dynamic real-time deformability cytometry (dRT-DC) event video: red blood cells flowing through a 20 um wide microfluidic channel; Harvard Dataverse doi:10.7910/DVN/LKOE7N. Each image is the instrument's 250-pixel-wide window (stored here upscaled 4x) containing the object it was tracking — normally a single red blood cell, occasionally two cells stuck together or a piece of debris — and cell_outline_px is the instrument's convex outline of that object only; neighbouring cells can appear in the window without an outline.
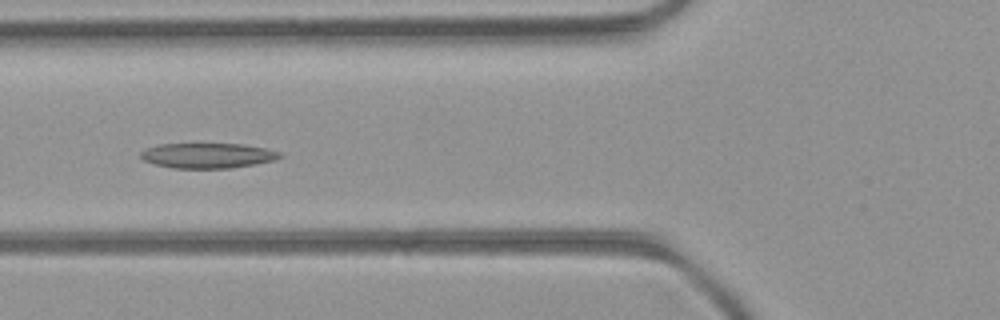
{"species": "common noctule bat (a hibernating species)", "species_latin": "Nyctalus noctula", "temperature_condition": "room temperature", "stored_images_in_passage": 48, "camera_frame_rate_fps": 3000, "um_per_image_px": 0.085, "animal": {"sex": "female", "body_mass_g": 21.9}, "frame": {"image": 1, "passage_image": 18, "time_ms": 5.667, "image_size_px": [1000, 320], "cell_outline_px": [[284, 156], [276, 160], [256, 164], [232, 168], [172, 168], [156, 164], [144, 160], [140, 156], [140, 152], [144, 148], [160, 144], [244, 144], [264, 148], [280, 152]], "centroid_in_image_um": [17.67, 13.22], "position_along_channel_um": 108.1, "area_um2": 20.46}}
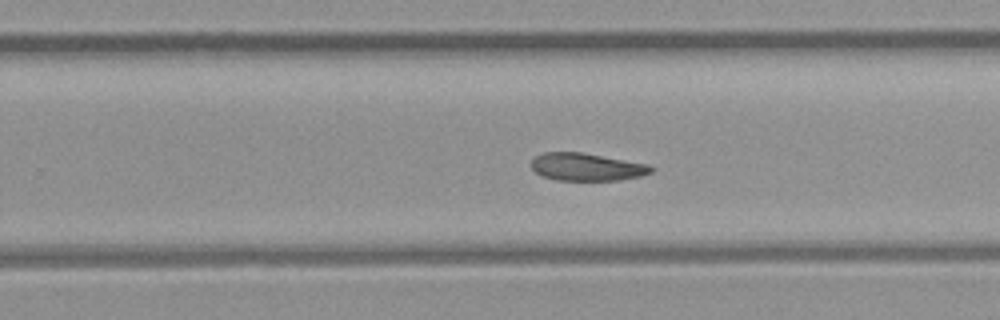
{"frame": {"image": 2, "passage_image": 30, "time_ms": 9.667, "image_size_px": [1000, 320], "cell_outline_px": [[656, 168], [652, 172], [640, 176], [616, 180], [556, 180], [540, 176], [532, 168], [532, 160], [536, 156], [544, 152], [580, 152], [648, 164]], "centroid_in_image_um": [49.86, 14.19], "position_along_channel_um": 279.9, "area_um2": 19.19}}
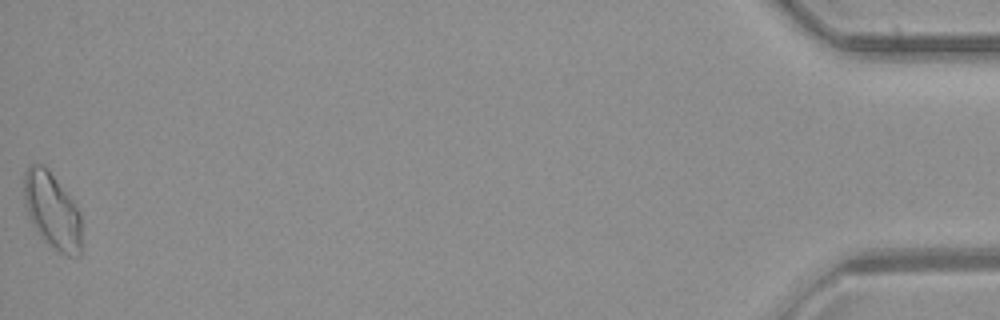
{"frame": {"image": 3, "passage_image": 48, "time_ms": 15.667, "image_size_px": [1000, 320], "cell_outline_px": [[80, 256], [68, 256], [60, 252], [48, 244], [40, 236], [32, 224], [24, 204], [24, 172], [28, 164], [44, 164], [48, 168], [72, 200], [80, 212]], "centroid_in_image_um": [4.4, 17.87], "position_along_channel_um": 430.8, "area_um2": 25.49}}